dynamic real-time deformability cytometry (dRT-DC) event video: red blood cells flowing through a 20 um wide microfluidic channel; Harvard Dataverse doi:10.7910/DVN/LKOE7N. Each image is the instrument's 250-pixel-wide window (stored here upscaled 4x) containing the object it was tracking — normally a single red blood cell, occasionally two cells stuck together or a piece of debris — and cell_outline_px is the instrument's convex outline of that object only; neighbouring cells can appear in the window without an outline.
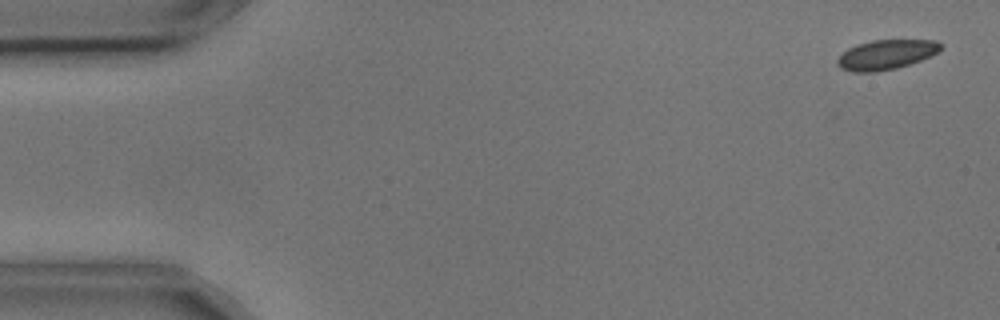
{"species": "common noctule bat (a hibernating species)", "species_latin": "Nyctalus noctula", "temperature_condition": "cold", "stored_images_in_passage": 6, "camera_frame_rate_fps": 3000, "um_per_image_px": 0.085, "animal": {"sex": "male", "body_mass_g": 17.9, "forearm_length_mm": 54.2}, "frame": {"image": 1, "passage_image": 1, "time_ms": 0.0, "image_size_px": [1000, 320], "cell_outline_px": [[944, 44], [936, 52], [920, 60], [896, 68], [876, 72], [852, 72], [840, 68], [836, 64], [836, 60], [848, 48], [856, 44], [872, 40], [936, 40]], "centroid_in_image_um": [75.28, 4.64], "position_along_channel_um": 9.7, "area_um2": 17.8}}